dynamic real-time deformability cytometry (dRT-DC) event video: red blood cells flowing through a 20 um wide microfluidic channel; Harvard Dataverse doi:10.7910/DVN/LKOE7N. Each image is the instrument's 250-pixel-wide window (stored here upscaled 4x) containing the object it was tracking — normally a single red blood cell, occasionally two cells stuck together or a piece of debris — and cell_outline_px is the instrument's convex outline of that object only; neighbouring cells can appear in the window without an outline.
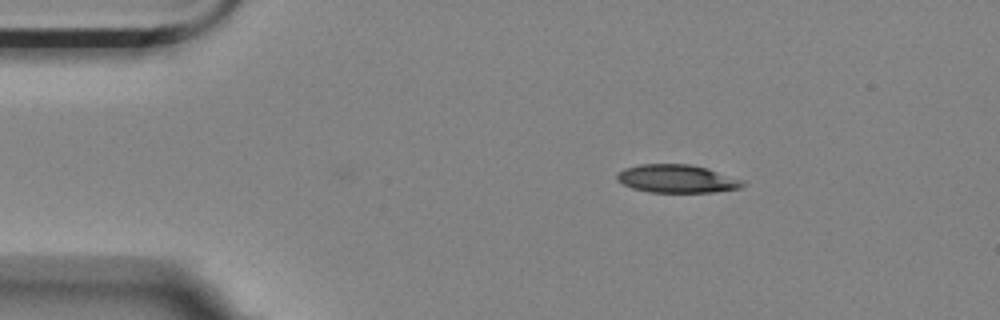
{"species": "Egyptian fruit bat (a non-hibernating species)", "species_latin": "Rousettus aegyptiacus", "temperature_condition": "room temperature", "stored_images_in_passage": 8, "camera_frame_rate_fps": 3000, "um_per_image_px": 0.085, "animal": {"sex": "female"}, "frame": {"image": 1, "passage_image": 8, "time_ms": 2.333, "image_size_px": [1000, 320], "cell_outline_px": [[748, 184], [740, 188], [716, 192], [652, 192], [632, 188], [616, 180], [616, 176], [624, 168], [640, 164], [688, 164], [708, 168], [744, 180]], "centroid_in_image_um": [57.59, 15.19], "position_along_channel_um": 27.4, "area_um2": 20.69}}